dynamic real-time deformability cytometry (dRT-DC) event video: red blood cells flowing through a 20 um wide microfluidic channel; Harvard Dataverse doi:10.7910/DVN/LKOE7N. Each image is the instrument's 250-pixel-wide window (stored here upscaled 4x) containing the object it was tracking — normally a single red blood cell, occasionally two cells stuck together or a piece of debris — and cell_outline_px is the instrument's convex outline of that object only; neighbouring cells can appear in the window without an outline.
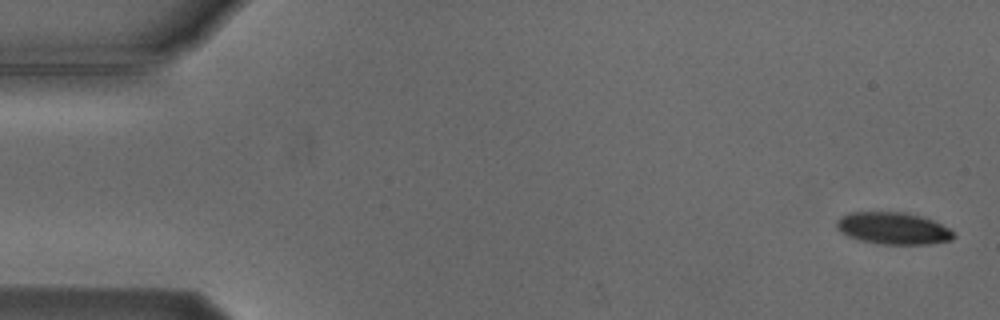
{"species": "Egyptian fruit bat (a non-hibernating species)", "species_latin": "Rousettus aegyptiacus", "temperature_condition": "cold", "stored_images_in_passage": 6, "camera_frame_rate_fps": 3000, "um_per_image_px": 0.085, "animal": {"sex": "male"}, "frame": {"image": 1, "passage_image": 1, "time_ms": 0.0, "image_size_px": [1000, 320], "cell_outline_px": [[956, 236], [952, 240], [928, 244], [880, 244], [860, 240], [848, 236], [840, 232], [836, 228], [836, 220], [848, 212], [904, 212], [920, 216], [932, 220], [948, 228]], "centroid_in_image_um": [75.88, 19.41], "position_along_channel_um": 9.1, "area_um2": 21.79}}
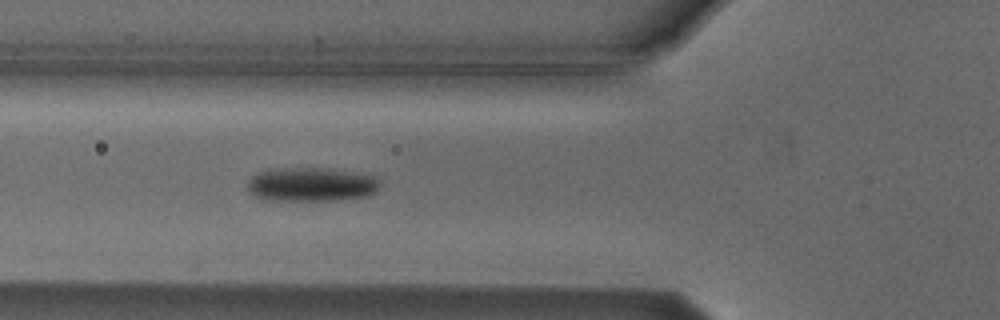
{"frame": {"image": 2, "passage_image": 6, "time_ms": 6.0, "image_size_px": [1000, 320], "cell_outline_px": [[380, 184], [376, 192], [368, 196], [332, 200], [264, 200], [248, 192], [248, 180], [252, 176], [260, 172], [296, 168], [312, 168], [352, 172], [376, 176], [380, 180]], "centroid_in_image_um": [26.49, 15.7], "position_along_channel_um": 99.3, "area_um2": 25.78}}